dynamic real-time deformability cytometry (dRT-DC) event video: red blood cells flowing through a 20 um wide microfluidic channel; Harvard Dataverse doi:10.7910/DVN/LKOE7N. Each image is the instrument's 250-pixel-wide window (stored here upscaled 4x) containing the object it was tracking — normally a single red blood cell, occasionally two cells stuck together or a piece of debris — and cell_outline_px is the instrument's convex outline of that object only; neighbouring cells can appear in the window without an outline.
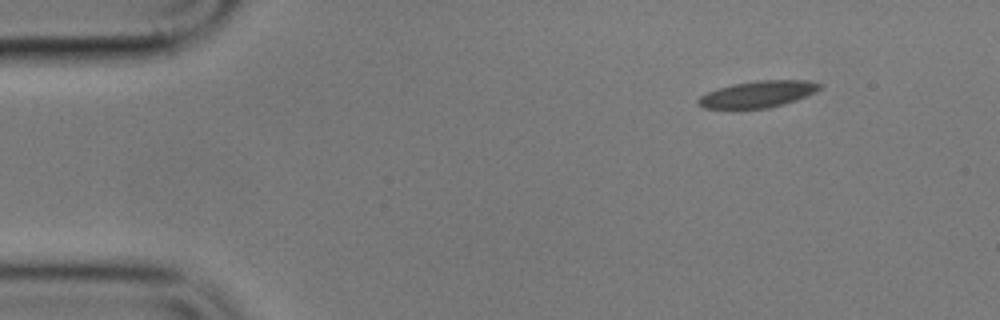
{"species": "common noctule bat (a hibernating species)", "species_latin": "Nyctalus noctula", "temperature_condition": "cold", "stored_images_in_passage": 4, "camera_frame_rate_fps": 3000, "um_per_image_px": 0.085, "animal": {"sex": "male", "body_mass_g": 17.9}, "frame": {"image": 1, "passage_image": 1, "time_ms": 0.0, "image_size_px": [1000, 320], "cell_outline_px": [[824, 84], [816, 92], [796, 100], [784, 104], [768, 108], [704, 108], [696, 104], [696, 100], [700, 96], [716, 88], [732, 84], [756, 80], [808, 80]], "centroid_in_image_um": [64.42, 7.99], "position_along_channel_um": 20.6, "area_um2": 18.96}}
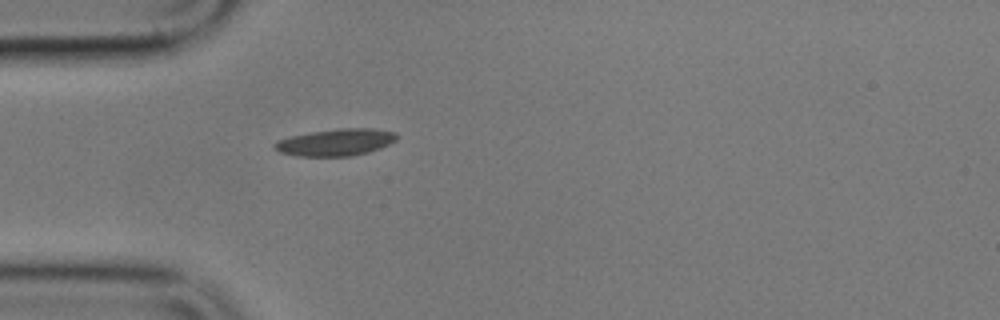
{"frame": {"image": 2, "passage_image": 4, "time_ms": 3.667, "image_size_px": [1000, 320], "cell_outline_px": [[400, 136], [396, 140], [380, 148], [368, 152], [352, 156], [296, 156], [280, 152], [272, 148], [272, 144], [276, 140], [292, 136], [312, 132], [340, 128], [372, 128], [396, 132]], "centroid_in_image_um": [28.53, 12.09], "position_along_channel_um": 56.5, "area_um2": 19.31}}